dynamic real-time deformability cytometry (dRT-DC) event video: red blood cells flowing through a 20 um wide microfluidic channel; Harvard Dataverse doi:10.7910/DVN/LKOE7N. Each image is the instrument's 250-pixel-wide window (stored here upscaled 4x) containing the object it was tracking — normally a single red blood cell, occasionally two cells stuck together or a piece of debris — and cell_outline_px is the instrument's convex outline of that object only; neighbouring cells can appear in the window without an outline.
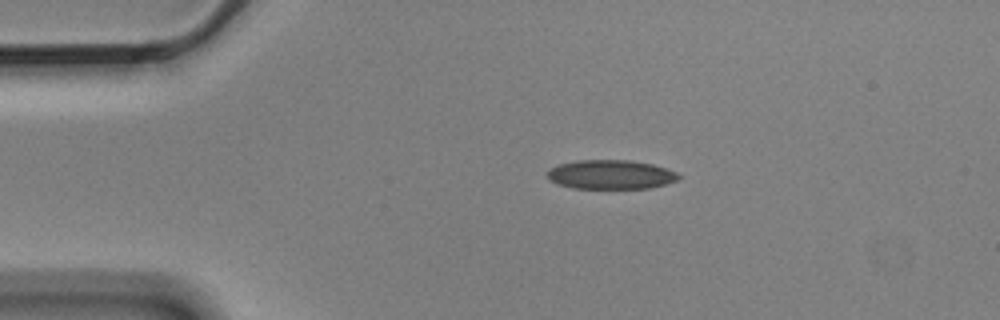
{"species": "Egyptian fruit bat (a non-hibernating species)", "species_latin": "Rousettus aegyptiacus", "temperature_condition": "cold", "stored_images_in_passage": 3, "camera_frame_rate_fps": 3000, "um_per_image_px": 0.085, "animal": {"sex": "male"}, "frame": {"image": 1, "passage_image": 2, "time_ms": 0.333, "image_size_px": [1000, 320], "cell_outline_px": [[684, 176], [676, 180], [664, 184], [648, 188], [572, 188], [556, 184], [548, 180], [548, 172], [552, 168], [560, 164], [580, 160], [628, 160], [652, 164], [676, 172]], "centroid_in_image_um": [51.91, 14.84], "position_along_channel_um": 33.1, "area_um2": 22.14}}